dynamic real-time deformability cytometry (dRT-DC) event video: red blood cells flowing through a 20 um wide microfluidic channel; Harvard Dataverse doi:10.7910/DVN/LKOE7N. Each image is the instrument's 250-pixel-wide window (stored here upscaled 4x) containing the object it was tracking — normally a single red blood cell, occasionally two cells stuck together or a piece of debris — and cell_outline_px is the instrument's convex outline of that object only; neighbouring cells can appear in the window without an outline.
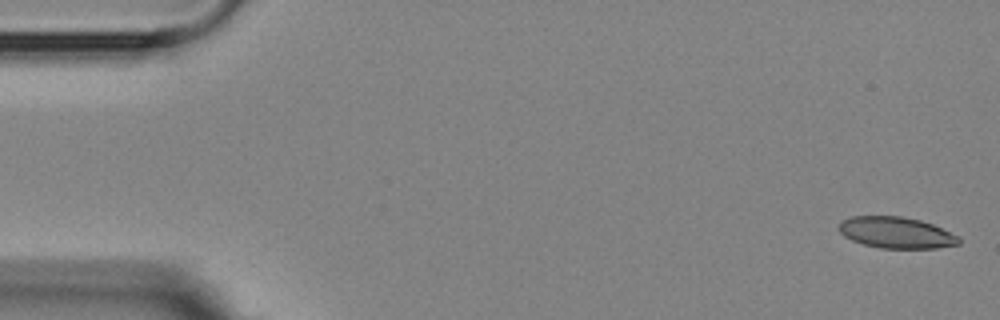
{"species": "Egyptian fruit bat (a non-hibernating species)", "species_latin": "Rousettus aegyptiacus", "temperature_condition": "room temperature", "stored_images_in_passage": 4, "camera_frame_rate_fps": 3000, "um_per_image_px": 0.085, "animal": {"sex": "female"}, "frame": {"image": 1, "passage_image": 1, "time_ms": 0.0, "image_size_px": [1000, 320], "cell_outline_px": [[960, 244], [936, 248], [880, 248], [864, 244], [852, 240], [844, 236], [840, 232], [840, 220], [852, 216], [900, 216], [920, 220], [932, 224], [960, 236]], "centroid_in_image_um": [76.19, 19.77], "position_along_channel_um": 8.8, "area_um2": 21.85}}
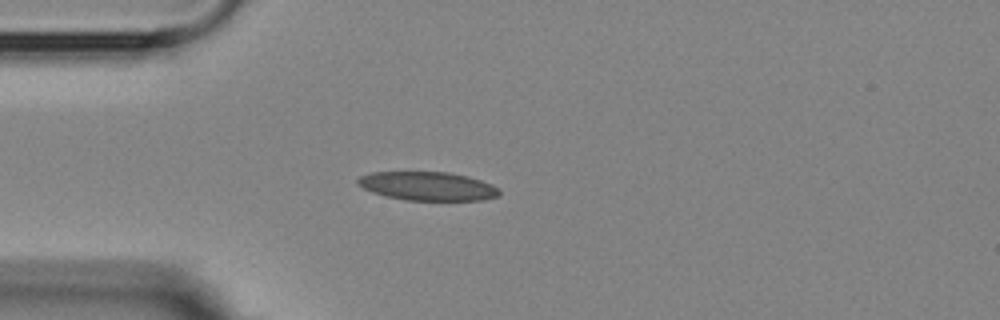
{"frame": {"image": 2, "passage_image": 4, "time_ms": 4.333, "image_size_px": [1000, 320], "cell_outline_px": [[500, 192], [496, 196], [480, 200], [404, 200], [372, 192], [356, 184], [356, 180], [360, 176], [372, 172], [448, 172], [468, 176], [492, 184]], "centroid_in_image_um": [36.31, 15.81], "position_along_channel_um": 48.7, "area_um2": 23.47}}